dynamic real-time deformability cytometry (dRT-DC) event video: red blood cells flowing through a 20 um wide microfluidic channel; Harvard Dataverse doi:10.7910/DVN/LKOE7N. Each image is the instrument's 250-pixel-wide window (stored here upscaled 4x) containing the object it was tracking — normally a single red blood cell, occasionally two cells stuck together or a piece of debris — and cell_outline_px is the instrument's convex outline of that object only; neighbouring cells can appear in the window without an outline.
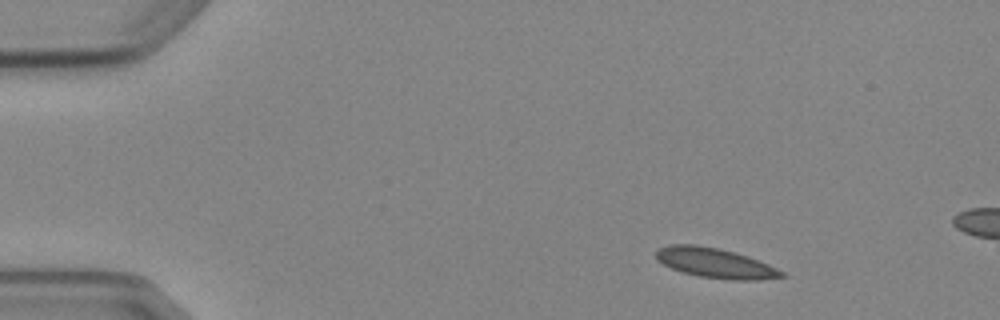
{"species": "Egyptian fruit bat (a non-hibernating species)", "species_latin": "Rousettus aegyptiacus", "temperature_condition": "cold", "stored_images_in_passage": 4, "camera_frame_rate_fps": 3000, "um_per_image_px": 0.085, "animal": {"sex": "female"}, "frame": {"image": 1, "passage_image": 1, "time_ms": 0.0, "image_size_px": [1000, 320], "cell_outline_px": [[788, 276], [756, 280], [732, 280], [700, 276], [684, 272], [672, 268], [656, 260], [656, 248], [668, 244], [696, 244], [720, 248], [748, 256], [768, 264], [784, 272]], "centroid_in_image_um": [60.78, 22.34], "position_along_channel_um": 24.2, "area_um2": 21.91}}